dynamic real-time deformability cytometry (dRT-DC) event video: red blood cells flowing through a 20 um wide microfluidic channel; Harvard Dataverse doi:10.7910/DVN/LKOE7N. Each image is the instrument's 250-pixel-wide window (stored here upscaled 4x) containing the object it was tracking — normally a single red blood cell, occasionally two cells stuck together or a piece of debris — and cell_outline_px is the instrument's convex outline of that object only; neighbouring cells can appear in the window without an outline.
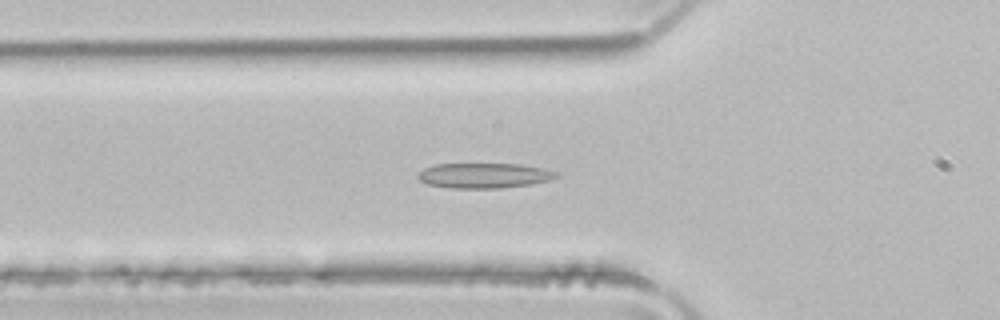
{"species": "common noctule bat (a hibernating species)", "species_latin": "Nyctalus noctula", "temperature_condition": "room temperature", "stored_images_in_passage": 36, "camera_frame_rate_fps": 3000, "um_per_image_px": 0.085, "animal": {"sex": "male", "body_mass_g": 21.5, "forearm_length_mm": 52.0}, "frame": {"image": 1, "passage_image": 2, "time_ms": 0.333, "image_size_px": [1000, 320], "cell_outline_px": [[560, 176], [548, 180], [532, 184], [500, 188], [448, 188], [428, 184], [420, 180], [416, 176], [424, 168], [436, 164], [520, 164], [544, 168], [556, 172]], "centroid_in_image_um": [41.15, 14.92], "position_along_channel_um": 84.7, "area_um2": 20.23}}
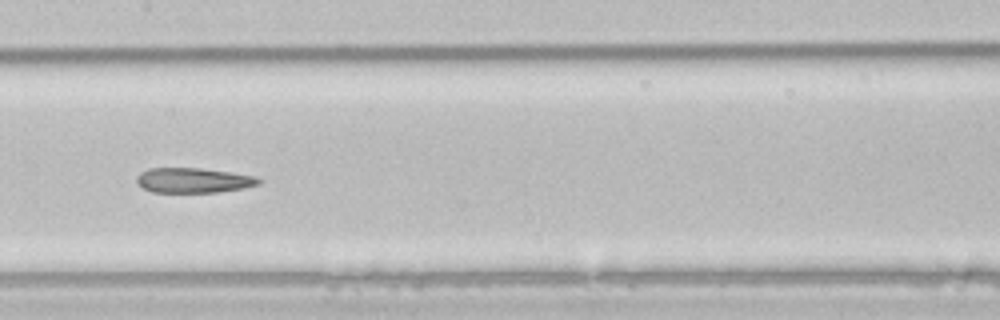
{"frame": {"image": 2, "passage_image": 10, "time_ms": 3.0, "image_size_px": [1000, 320], "cell_outline_px": [[260, 184], [244, 188], [216, 192], [152, 192], [144, 188], [136, 180], [136, 176], [140, 172], [148, 168], [200, 168], [256, 176], [260, 180]], "centroid_in_image_um": [16.42, 15.32], "position_along_channel_um": 191.0, "area_um2": 17.63}}
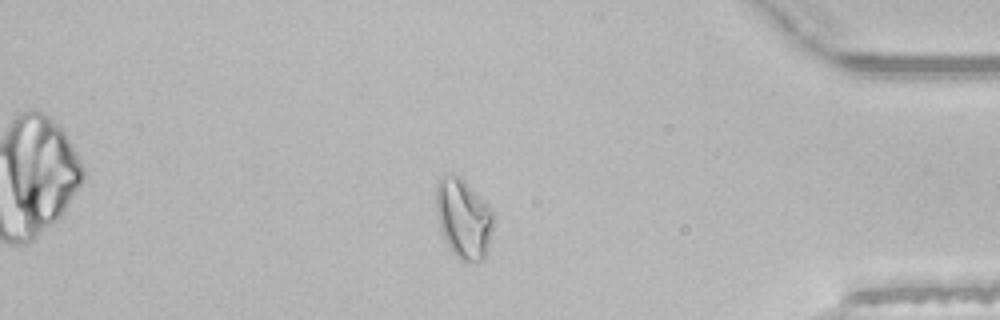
{"frame": {"image": 3, "passage_image": 28, "time_ms": 9.0, "image_size_px": [1000, 320], "cell_outline_px": [[492, 228], [488, 244], [484, 256], [480, 260], [460, 260], [452, 252], [444, 240], [440, 228], [436, 208], [436, 184], [440, 176], [444, 172], [460, 176], [464, 180], [492, 212]], "centroid_in_image_um": [39.33, 18.52], "position_along_channel_um": 395.9, "area_um2": 26.01}, "authors_computed_cell_mechanics": {"area_um2": 19.0162, "velocity_mm_per_s": 3.9549, "shape_relaxation_time_tau1_ms": null, "shape_relaxation_time_tau2_ms": 4.8041, "deformation_change_tau1": null, "deformation_change_tau2": 0.1234}}